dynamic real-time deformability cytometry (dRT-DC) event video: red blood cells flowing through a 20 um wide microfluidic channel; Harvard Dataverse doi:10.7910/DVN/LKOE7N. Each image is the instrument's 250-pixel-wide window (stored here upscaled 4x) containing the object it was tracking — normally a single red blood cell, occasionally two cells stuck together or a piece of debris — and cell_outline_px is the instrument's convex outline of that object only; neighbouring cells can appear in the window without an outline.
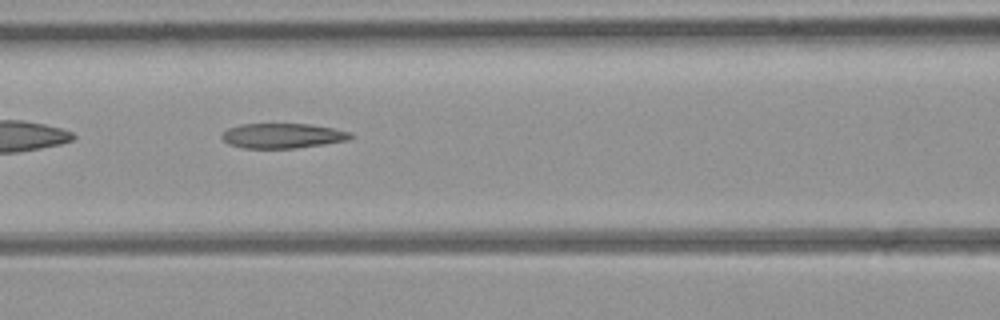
{"species": "common noctule bat (a hibernating species)", "species_latin": "Nyctalus noctula", "temperature_condition": "room temperature", "stored_images_in_passage": 9, "camera_frame_rate_fps": 3000, "um_per_image_px": 0.085, "animal": {"sex": "female", "body_mass_g": 21.9}, "frame": {"image": 1, "passage_image": 6, "time_ms": 6.667, "image_size_px": [1000, 320], "cell_outline_px": [[352, 136], [348, 140], [324, 144], [296, 148], [244, 148], [228, 144], [220, 136], [228, 128], [240, 124], [312, 124], [352, 132]], "centroid_in_image_um": [24.01, 11.54], "position_along_channel_um": 142.6, "area_um2": 18.67}}
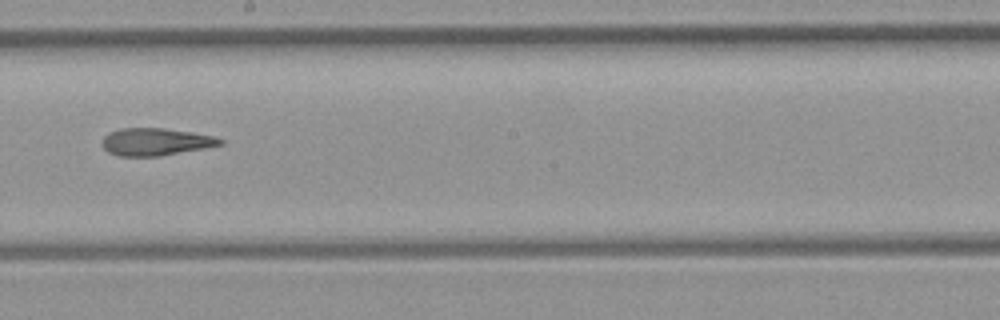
{"frame": {"image": 2, "passage_image": 8, "time_ms": 9.0, "image_size_px": [1000, 320], "cell_outline_px": [[224, 144], [204, 148], [160, 156], [116, 156], [108, 152], [104, 148], [104, 136], [108, 132], [120, 128], [164, 128], [192, 132], [212, 136], [224, 140]], "centroid_in_image_um": [13.22, 12.05], "position_along_channel_um": 235.0, "area_um2": 18.79}}
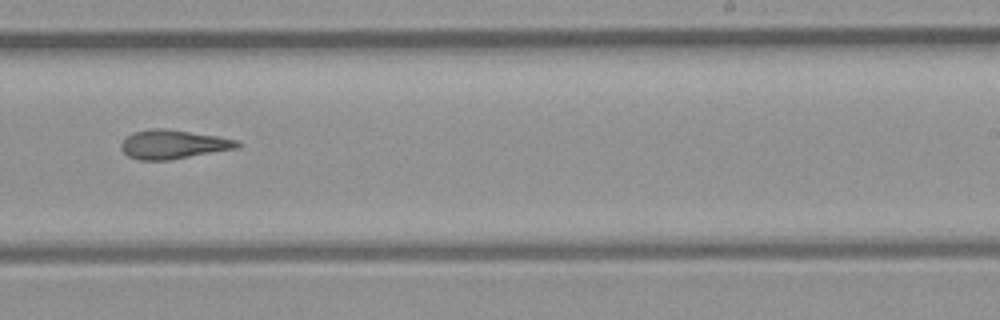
{"frame": {"image": 3, "passage_image": 9, "time_ms": 10.0, "image_size_px": [1000, 320], "cell_outline_px": [[240, 144], [236, 148], [168, 160], [140, 160], [128, 156], [120, 148], [120, 144], [132, 132], [152, 128], [164, 128], [216, 136], [236, 140]], "centroid_in_image_um": [14.65, 12.27], "position_along_channel_um": 274.3, "area_um2": 19.25}}